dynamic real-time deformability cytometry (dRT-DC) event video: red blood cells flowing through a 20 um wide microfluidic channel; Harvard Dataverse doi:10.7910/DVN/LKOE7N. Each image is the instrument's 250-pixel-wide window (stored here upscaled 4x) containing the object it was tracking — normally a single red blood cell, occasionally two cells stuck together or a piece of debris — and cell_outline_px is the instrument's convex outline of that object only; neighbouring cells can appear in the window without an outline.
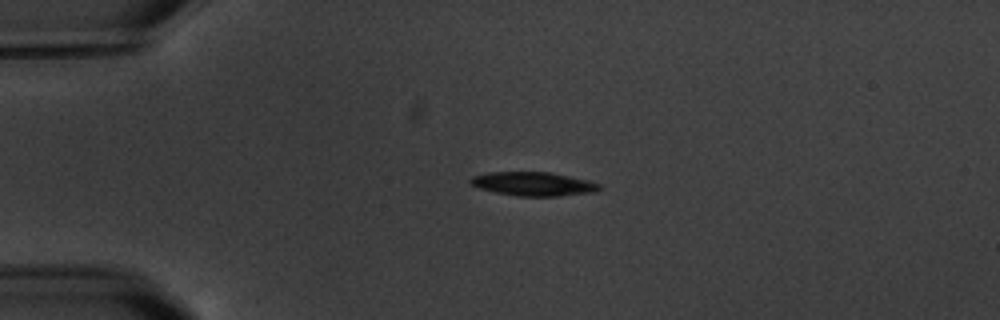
{"species": "common noctule bat (a hibernating species)", "species_latin": "Nyctalus noctula", "temperature_condition": "warm", "stored_images_in_passage": 2, "camera_frame_rate_fps": 3000, "um_per_image_px": 0.085, "animal": {"sex": "male", "body_mass_g": 20.1, "forearm_length_mm": 53.5}, "frame": {"image": 1, "passage_image": 1, "time_ms": 0.0, "image_size_px": [1000, 320], "cell_outline_px": [[604, 188], [596, 192], [556, 196], [516, 196], [496, 192], [480, 188], [472, 184], [468, 180], [472, 176], [488, 172], [552, 172], [588, 180], [600, 184]], "centroid_in_image_um": [45.38, 15.63], "position_along_channel_um": 39.6, "area_um2": 17.98}}